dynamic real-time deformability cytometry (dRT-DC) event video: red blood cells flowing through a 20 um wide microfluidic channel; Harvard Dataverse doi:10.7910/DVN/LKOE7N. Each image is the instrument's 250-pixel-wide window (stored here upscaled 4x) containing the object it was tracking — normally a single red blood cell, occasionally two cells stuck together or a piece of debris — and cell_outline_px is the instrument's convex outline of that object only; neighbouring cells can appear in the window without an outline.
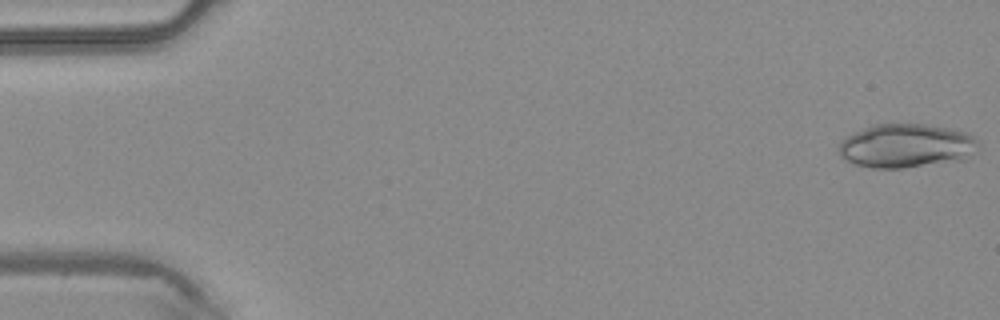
{"species": "common noctule bat (a hibernating species)", "species_latin": "Nyctalus noctula", "temperature_condition": "warm", "stored_images_in_passage": 3, "camera_frame_rate_fps": 3000, "um_per_image_px": 0.085, "animal": {"sex": "male", "body_mass_g": 20.4}, "frame": {"image": 1, "passage_image": 1, "time_ms": 0.0, "image_size_px": [1000, 320], "cell_outline_px": [[980, 144], [964, 160], [904, 168], [872, 168], [856, 164], [844, 160], [840, 156], [840, 144], [848, 136], [872, 124], [924, 124], [948, 128], [968, 132], [980, 140]], "centroid_in_image_um": [77.07, 12.4], "position_along_channel_um": 7.9, "area_um2": 35.66}}